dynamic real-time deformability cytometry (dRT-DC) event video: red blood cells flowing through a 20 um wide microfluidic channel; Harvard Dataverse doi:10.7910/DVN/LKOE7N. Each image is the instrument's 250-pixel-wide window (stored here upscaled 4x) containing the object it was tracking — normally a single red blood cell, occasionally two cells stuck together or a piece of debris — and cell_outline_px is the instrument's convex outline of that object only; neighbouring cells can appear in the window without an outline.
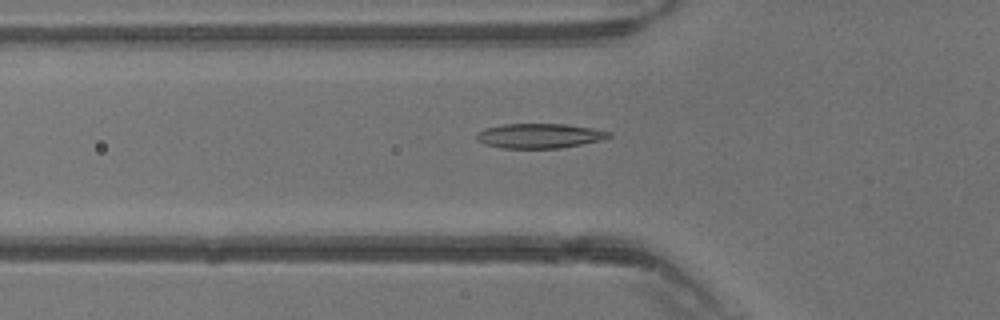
{"species": "common noctule bat (a hibernating species)", "species_latin": "Nyctalus noctula", "temperature_condition": "warm", "stored_images_in_passage": 37, "camera_frame_rate_fps": 3000, "um_per_image_px": 0.085, "animal": {"sex": "male", "body_mass_g": 13.3}, "frame": {"image": 1, "passage_image": 14, "time_ms": 4.333, "image_size_px": [1000, 320], "cell_outline_px": [[612, 136], [600, 140], [560, 148], [500, 148], [484, 144], [476, 140], [476, 132], [484, 128], [504, 124], [568, 124], [592, 128], [612, 132]], "centroid_in_image_um": [45.81, 11.54], "position_along_channel_um": 80.0, "area_um2": 19.13}}
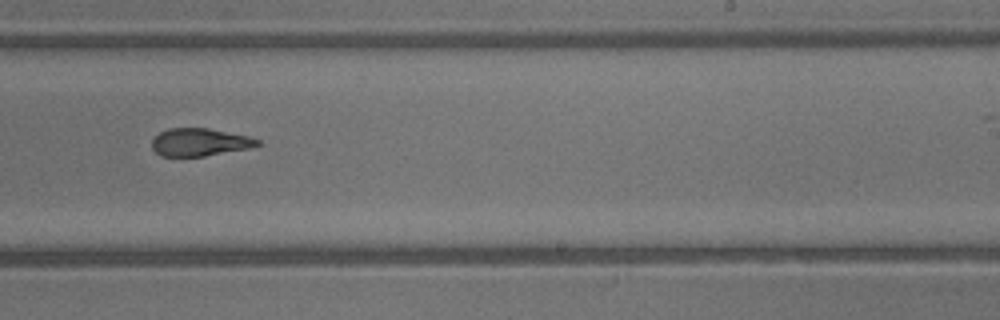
{"frame": {"image": 2, "passage_image": 25, "time_ms": 8.0, "image_size_px": [1000, 320], "cell_outline_px": [[260, 144], [248, 148], [204, 156], [160, 156], [152, 148], [152, 140], [160, 132], [168, 128], [208, 128], [248, 136], [260, 140]], "centroid_in_image_um": [16.95, 12.08], "position_along_channel_um": 272.1, "area_um2": 16.88}}
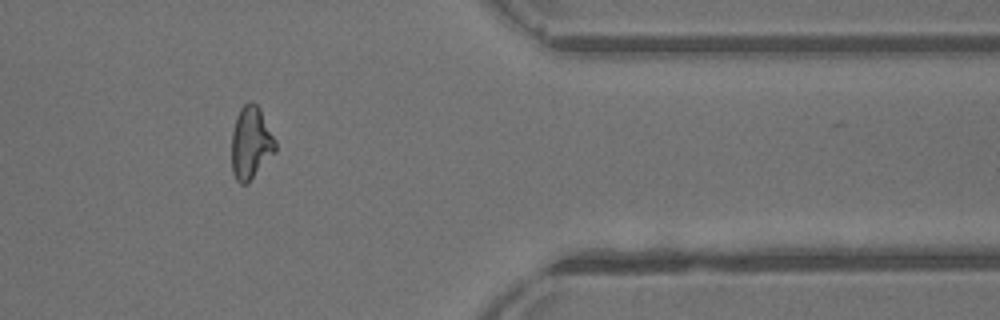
{"frame": {"image": 3, "passage_image": 33, "time_ms": 10.667, "image_size_px": [1000, 320], "cell_outline_px": [[276, 152], [244, 184], [240, 184], [236, 180], [232, 172], [232, 132], [236, 116], [240, 108], [248, 100], [252, 100], [260, 108], [276, 140]], "centroid_in_image_um": [21.32, 12.08], "position_along_channel_um": 390.1, "area_um2": 18.44}}